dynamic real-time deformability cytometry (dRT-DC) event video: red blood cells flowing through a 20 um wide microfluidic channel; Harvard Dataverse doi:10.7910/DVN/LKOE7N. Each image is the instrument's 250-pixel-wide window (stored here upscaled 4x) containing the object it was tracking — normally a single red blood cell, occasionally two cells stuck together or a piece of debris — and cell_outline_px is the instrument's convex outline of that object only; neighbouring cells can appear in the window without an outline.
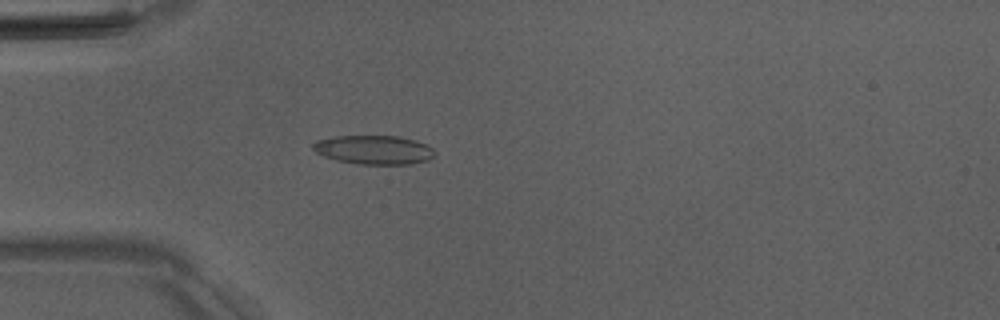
{"species": "Egyptian fruit bat (a non-hibernating species)", "species_latin": "Rousettus aegyptiacus", "temperature_condition": "room temperature", "stored_images_in_passage": 45, "camera_frame_rate_fps": 3000, "um_per_image_px": 0.085, "animal": {"sex": "male"}, "frame": {"image": 1, "passage_image": 15, "time_ms": 4.667, "image_size_px": [1000, 320], "cell_outline_px": [[432, 156], [428, 160], [408, 164], [360, 164], [336, 160], [324, 156], [316, 152], [312, 148], [312, 144], [316, 140], [336, 136], [400, 136], [416, 140], [432, 148]], "centroid_in_image_um": [31.73, 12.72], "position_along_channel_um": 53.3, "area_um2": 20.35}}
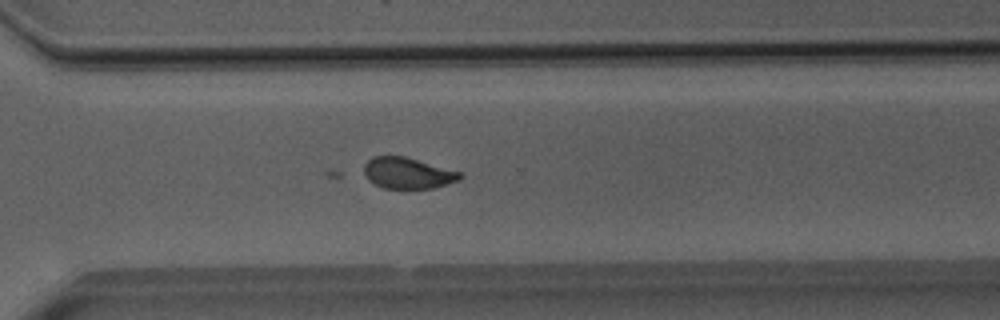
{"frame": {"image": 2, "passage_image": 37, "time_ms": 12.0, "image_size_px": [1000, 320], "cell_outline_px": [[464, 176], [460, 180], [448, 184], [432, 188], [384, 188], [368, 180], [364, 176], [364, 164], [372, 156], [404, 156], [460, 172]], "centroid_in_image_um": [34.64, 14.71], "position_along_channel_um": 336.0, "area_um2": 17.34}}
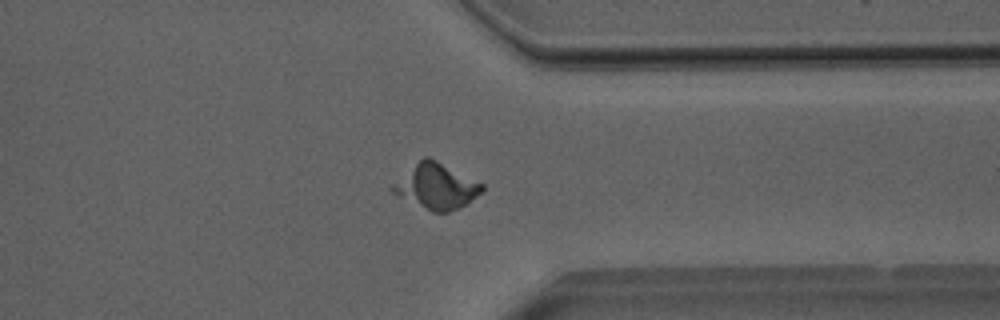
{"frame": {"image": 3, "passage_image": 40, "time_ms": 13.0, "image_size_px": [1000, 320], "cell_outline_px": [[484, 192], [460, 208], [448, 212], [432, 212], [392, 192], [388, 188], [392, 184], [424, 156], [428, 156], [484, 184]], "centroid_in_image_um": [37.12, 15.85], "position_along_channel_um": 374.3, "area_um2": 23.29}}